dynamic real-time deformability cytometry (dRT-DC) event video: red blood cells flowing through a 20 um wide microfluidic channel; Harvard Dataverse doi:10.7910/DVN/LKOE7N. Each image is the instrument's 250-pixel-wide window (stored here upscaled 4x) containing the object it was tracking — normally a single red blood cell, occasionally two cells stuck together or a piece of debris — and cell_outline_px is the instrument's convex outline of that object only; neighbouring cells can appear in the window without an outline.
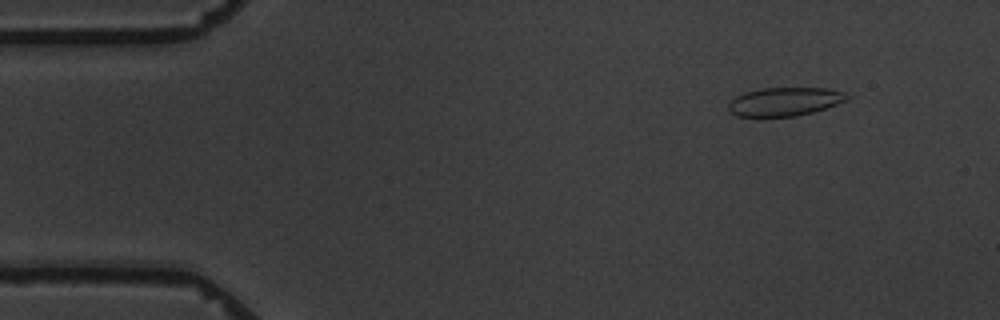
{"species": "common noctule bat (a hibernating species)", "species_latin": "Nyctalus noctula", "temperature_condition": "warm", "stored_images_in_passage": 5, "camera_frame_rate_fps": 3000, "um_per_image_px": 0.085, "animal": {"sex": "male", "body_mass_g": 19.5, "forearm_length_mm": 54.6}, "frame": {"image": 1, "passage_image": 1, "time_ms": 0.0, "image_size_px": [1000, 320], "cell_outline_px": [[852, 96], [848, 100], [812, 112], [796, 116], [756, 120], [736, 116], [728, 108], [728, 104], [736, 96], [744, 92], [760, 88], [828, 88], [844, 92]], "centroid_in_image_um": [66.64, 8.68], "position_along_channel_um": 18.4, "area_um2": 20.52}}
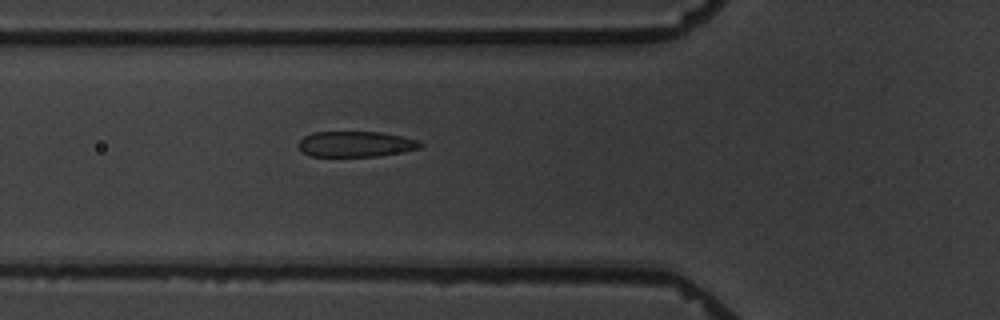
{"frame": {"image": 2, "passage_image": 5, "time_ms": 4.667, "image_size_px": [1000, 320], "cell_outline_px": [[424, 144], [420, 148], [404, 152], [376, 156], [312, 156], [304, 152], [296, 144], [304, 136], [312, 132], [380, 132], [400, 136], [416, 140]], "centroid_in_image_um": [30.23, 12.24], "position_along_channel_um": 95.6, "area_um2": 18.09}}